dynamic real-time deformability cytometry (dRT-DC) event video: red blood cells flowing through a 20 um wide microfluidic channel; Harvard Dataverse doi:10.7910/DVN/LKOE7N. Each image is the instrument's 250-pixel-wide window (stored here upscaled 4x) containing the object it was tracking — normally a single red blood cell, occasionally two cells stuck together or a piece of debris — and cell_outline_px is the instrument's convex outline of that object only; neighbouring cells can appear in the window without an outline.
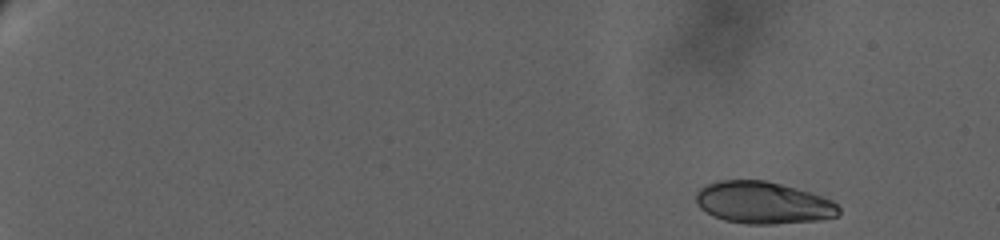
{"species": "human", "species_latin": "Homo sapiens", "temperature_condition": "warm", "stored_images_in_passage": 14, "camera_frame_rate_fps": 3000, "um_per_image_px": 0.085, "donor": {"sex": "female"}, "frame": {"image": 1, "passage_image": 1, "time_ms": 0.0, "image_size_px": [1000, 240], "cell_outline_px": [[840, 212], [836, 216], [820, 220], [776, 224], [748, 224], [724, 220], [712, 216], [700, 208], [696, 200], [696, 192], [700, 188], [716, 180], [764, 180], [812, 192], [824, 196], [832, 200], [840, 208]], "centroid_in_image_um": [64.87, 17.23], "position_along_channel_um": 20.1, "area_um2": 35.2}}
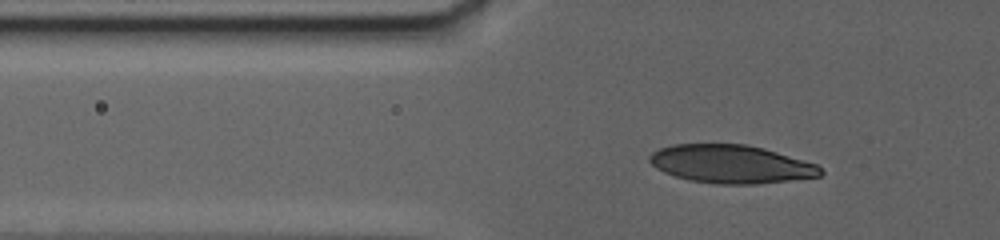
{"frame": {"image": 2, "passage_image": 10, "time_ms": 7.0, "image_size_px": [1000, 240], "cell_outline_px": [[824, 172], [820, 176], [788, 180], [752, 184], [716, 184], [688, 180], [664, 172], [656, 168], [648, 160], [648, 156], [652, 152], [660, 148], [672, 144], [744, 144], [764, 148], [816, 164]], "centroid_in_image_um": [62.09, 13.94], "position_along_channel_um": 63.7, "area_um2": 37.92}}
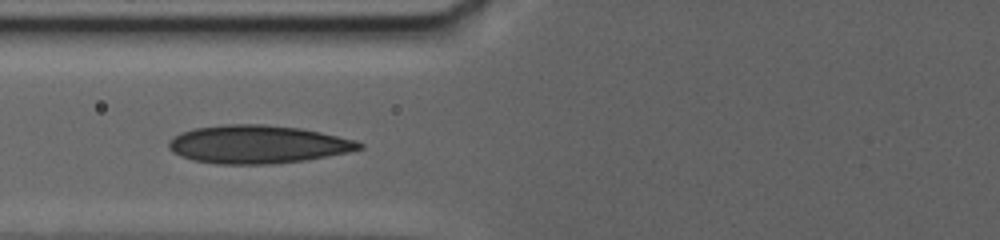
{"frame": {"image": 3, "passage_image": 13, "time_ms": 9.0, "image_size_px": [1000, 240], "cell_outline_px": [[364, 148], [348, 152], [308, 160], [272, 164], [220, 164], [192, 160], [180, 156], [172, 152], [168, 148], [168, 140], [180, 132], [196, 128], [224, 124], [264, 124], [300, 128], [320, 132], [356, 140], [364, 144]], "centroid_in_image_um": [21.9, 12.27], "position_along_channel_um": 103.9, "area_um2": 42.6}}